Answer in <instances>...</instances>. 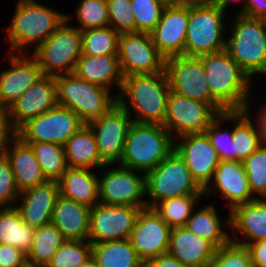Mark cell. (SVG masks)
I'll use <instances>...</instances> for the list:
<instances>
[{
	"label": "cell",
	"instance_id": "6da1fadb",
	"mask_svg": "<svg viewBox=\"0 0 266 267\" xmlns=\"http://www.w3.org/2000/svg\"><path fill=\"white\" fill-rule=\"evenodd\" d=\"M198 58L203 64L211 97L225 111L251 109L249 96L255 81L226 50Z\"/></svg>",
	"mask_w": 266,
	"mask_h": 267
},
{
	"label": "cell",
	"instance_id": "7a4b0ae2",
	"mask_svg": "<svg viewBox=\"0 0 266 267\" xmlns=\"http://www.w3.org/2000/svg\"><path fill=\"white\" fill-rule=\"evenodd\" d=\"M169 92L166 71L131 75L123 77L117 100L134 122L163 124Z\"/></svg>",
	"mask_w": 266,
	"mask_h": 267
},
{
	"label": "cell",
	"instance_id": "3957f363",
	"mask_svg": "<svg viewBox=\"0 0 266 267\" xmlns=\"http://www.w3.org/2000/svg\"><path fill=\"white\" fill-rule=\"evenodd\" d=\"M66 20V13L56 11L38 0H18L4 39L9 53H30L49 38ZM8 37V38H7ZM28 49V50H27ZM27 50V51H26Z\"/></svg>",
	"mask_w": 266,
	"mask_h": 267
},
{
	"label": "cell",
	"instance_id": "277c9868",
	"mask_svg": "<svg viewBox=\"0 0 266 267\" xmlns=\"http://www.w3.org/2000/svg\"><path fill=\"white\" fill-rule=\"evenodd\" d=\"M174 150V139L162 125L132 122L119 165L143 172L156 168Z\"/></svg>",
	"mask_w": 266,
	"mask_h": 267
},
{
	"label": "cell",
	"instance_id": "5b68a950",
	"mask_svg": "<svg viewBox=\"0 0 266 267\" xmlns=\"http://www.w3.org/2000/svg\"><path fill=\"white\" fill-rule=\"evenodd\" d=\"M232 18L225 50L252 80L256 74H266V20L236 12Z\"/></svg>",
	"mask_w": 266,
	"mask_h": 267
},
{
	"label": "cell",
	"instance_id": "8992f818",
	"mask_svg": "<svg viewBox=\"0 0 266 267\" xmlns=\"http://www.w3.org/2000/svg\"><path fill=\"white\" fill-rule=\"evenodd\" d=\"M226 12L210 2L189 3V21L183 56L198 58L226 49L227 38L224 33L229 32L225 24Z\"/></svg>",
	"mask_w": 266,
	"mask_h": 267
},
{
	"label": "cell",
	"instance_id": "52a82bcc",
	"mask_svg": "<svg viewBox=\"0 0 266 267\" xmlns=\"http://www.w3.org/2000/svg\"><path fill=\"white\" fill-rule=\"evenodd\" d=\"M57 105L74 111L84 124L98 119L118 103L117 95L74 73L54 76ZM112 94V95H111Z\"/></svg>",
	"mask_w": 266,
	"mask_h": 267
},
{
	"label": "cell",
	"instance_id": "ba28073f",
	"mask_svg": "<svg viewBox=\"0 0 266 267\" xmlns=\"http://www.w3.org/2000/svg\"><path fill=\"white\" fill-rule=\"evenodd\" d=\"M72 17L66 14V20L61 26L43 43L30 50L44 75L71 74L75 70L82 55V35L75 25H69Z\"/></svg>",
	"mask_w": 266,
	"mask_h": 267
},
{
	"label": "cell",
	"instance_id": "9c48e42d",
	"mask_svg": "<svg viewBox=\"0 0 266 267\" xmlns=\"http://www.w3.org/2000/svg\"><path fill=\"white\" fill-rule=\"evenodd\" d=\"M147 208L157 202L185 195H204L188 167L173 150L156 168L145 174Z\"/></svg>",
	"mask_w": 266,
	"mask_h": 267
},
{
	"label": "cell",
	"instance_id": "30bf717a",
	"mask_svg": "<svg viewBox=\"0 0 266 267\" xmlns=\"http://www.w3.org/2000/svg\"><path fill=\"white\" fill-rule=\"evenodd\" d=\"M112 166V167H110ZM99 177V202L147 208L145 174L117 164H106ZM141 173V175H140ZM144 198V199H143Z\"/></svg>",
	"mask_w": 266,
	"mask_h": 267
},
{
	"label": "cell",
	"instance_id": "8fae6325",
	"mask_svg": "<svg viewBox=\"0 0 266 267\" xmlns=\"http://www.w3.org/2000/svg\"><path fill=\"white\" fill-rule=\"evenodd\" d=\"M218 115L209 103L184 97L170 90L162 125L177 140L186 135L205 133Z\"/></svg>",
	"mask_w": 266,
	"mask_h": 267
},
{
	"label": "cell",
	"instance_id": "7c38bea8",
	"mask_svg": "<svg viewBox=\"0 0 266 267\" xmlns=\"http://www.w3.org/2000/svg\"><path fill=\"white\" fill-rule=\"evenodd\" d=\"M84 123L67 107L56 105L53 109L29 120L18 131L17 136L25 143L50 142L65 145Z\"/></svg>",
	"mask_w": 266,
	"mask_h": 267
},
{
	"label": "cell",
	"instance_id": "4fadbf2b",
	"mask_svg": "<svg viewBox=\"0 0 266 267\" xmlns=\"http://www.w3.org/2000/svg\"><path fill=\"white\" fill-rule=\"evenodd\" d=\"M170 90L209 103L219 114L225 110L211 97L206 73L199 58L172 56L165 59Z\"/></svg>",
	"mask_w": 266,
	"mask_h": 267
},
{
	"label": "cell",
	"instance_id": "5bb4252c",
	"mask_svg": "<svg viewBox=\"0 0 266 267\" xmlns=\"http://www.w3.org/2000/svg\"><path fill=\"white\" fill-rule=\"evenodd\" d=\"M118 59L123 77L165 71V57L154 45L150 33H122Z\"/></svg>",
	"mask_w": 266,
	"mask_h": 267
},
{
	"label": "cell",
	"instance_id": "9a60e30c",
	"mask_svg": "<svg viewBox=\"0 0 266 267\" xmlns=\"http://www.w3.org/2000/svg\"><path fill=\"white\" fill-rule=\"evenodd\" d=\"M132 122L131 116L117 103L107 113L87 124L94 133L100 158L105 164L120 163Z\"/></svg>",
	"mask_w": 266,
	"mask_h": 267
},
{
	"label": "cell",
	"instance_id": "2e32d148",
	"mask_svg": "<svg viewBox=\"0 0 266 267\" xmlns=\"http://www.w3.org/2000/svg\"><path fill=\"white\" fill-rule=\"evenodd\" d=\"M141 209L99 202L91 207L88 240L98 244L129 238Z\"/></svg>",
	"mask_w": 266,
	"mask_h": 267
},
{
	"label": "cell",
	"instance_id": "e0dca14e",
	"mask_svg": "<svg viewBox=\"0 0 266 267\" xmlns=\"http://www.w3.org/2000/svg\"><path fill=\"white\" fill-rule=\"evenodd\" d=\"M189 21L188 2H168L160 21L150 32L158 51L165 57L183 56Z\"/></svg>",
	"mask_w": 266,
	"mask_h": 267
},
{
	"label": "cell",
	"instance_id": "ac0fdd59",
	"mask_svg": "<svg viewBox=\"0 0 266 267\" xmlns=\"http://www.w3.org/2000/svg\"><path fill=\"white\" fill-rule=\"evenodd\" d=\"M174 150L184 160L193 180L204 190L220 163L217 150L206 133L186 135L174 140Z\"/></svg>",
	"mask_w": 266,
	"mask_h": 267
},
{
	"label": "cell",
	"instance_id": "d6986e66",
	"mask_svg": "<svg viewBox=\"0 0 266 267\" xmlns=\"http://www.w3.org/2000/svg\"><path fill=\"white\" fill-rule=\"evenodd\" d=\"M171 229L152 208H144L137 216L129 240L145 262L168 252Z\"/></svg>",
	"mask_w": 266,
	"mask_h": 267
},
{
	"label": "cell",
	"instance_id": "ffe728a7",
	"mask_svg": "<svg viewBox=\"0 0 266 267\" xmlns=\"http://www.w3.org/2000/svg\"><path fill=\"white\" fill-rule=\"evenodd\" d=\"M217 192L223 200L227 201L225 203L229 212L239 205L256 199L250 191L245 167L240 161H220L212 180L203 190L205 197L213 196V193Z\"/></svg>",
	"mask_w": 266,
	"mask_h": 267
},
{
	"label": "cell",
	"instance_id": "44dd1931",
	"mask_svg": "<svg viewBox=\"0 0 266 267\" xmlns=\"http://www.w3.org/2000/svg\"><path fill=\"white\" fill-rule=\"evenodd\" d=\"M10 67L0 72V104L10 107L44 74L30 53H6Z\"/></svg>",
	"mask_w": 266,
	"mask_h": 267
},
{
	"label": "cell",
	"instance_id": "7402d4cb",
	"mask_svg": "<svg viewBox=\"0 0 266 267\" xmlns=\"http://www.w3.org/2000/svg\"><path fill=\"white\" fill-rule=\"evenodd\" d=\"M56 105L57 93L54 76L44 75L9 107L12 126L18 131L29 120L53 109Z\"/></svg>",
	"mask_w": 266,
	"mask_h": 267
},
{
	"label": "cell",
	"instance_id": "603a6c76",
	"mask_svg": "<svg viewBox=\"0 0 266 267\" xmlns=\"http://www.w3.org/2000/svg\"><path fill=\"white\" fill-rule=\"evenodd\" d=\"M228 215L223 219V225L233 232L230 235L231 242L246 246L266 239V198H256L252 202L239 205Z\"/></svg>",
	"mask_w": 266,
	"mask_h": 267
},
{
	"label": "cell",
	"instance_id": "cb8c5ba5",
	"mask_svg": "<svg viewBox=\"0 0 266 267\" xmlns=\"http://www.w3.org/2000/svg\"><path fill=\"white\" fill-rule=\"evenodd\" d=\"M60 195L58 181H47L20 192L17 210L25 223L35 228L51 223L56 200ZM20 200V201H19Z\"/></svg>",
	"mask_w": 266,
	"mask_h": 267
},
{
	"label": "cell",
	"instance_id": "d4e9b609",
	"mask_svg": "<svg viewBox=\"0 0 266 267\" xmlns=\"http://www.w3.org/2000/svg\"><path fill=\"white\" fill-rule=\"evenodd\" d=\"M217 248L187 228L171 229L168 253L187 267H207Z\"/></svg>",
	"mask_w": 266,
	"mask_h": 267
},
{
	"label": "cell",
	"instance_id": "484cf974",
	"mask_svg": "<svg viewBox=\"0 0 266 267\" xmlns=\"http://www.w3.org/2000/svg\"><path fill=\"white\" fill-rule=\"evenodd\" d=\"M3 153L10 161L16 186L20 192L48 181L31 145L17 135L5 146Z\"/></svg>",
	"mask_w": 266,
	"mask_h": 267
},
{
	"label": "cell",
	"instance_id": "4316f807",
	"mask_svg": "<svg viewBox=\"0 0 266 267\" xmlns=\"http://www.w3.org/2000/svg\"><path fill=\"white\" fill-rule=\"evenodd\" d=\"M85 81L99 85L105 89L118 88V96L123 84V75L119 66L117 54L87 55L82 54L78 59L73 72Z\"/></svg>",
	"mask_w": 266,
	"mask_h": 267
},
{
	"label": "cell",
	"instance_id": "83f0119b",
	"mask_svg": "<svg viewBox=\"0 0 266 267\" xmlns=\"http://www.w3.org/2000/svg\"><path fill=\"white\" fill-rule=\"evenodd\" d=\"M91 207L59 195L51 223L66 240H88Z\"/></svg>",
	"mask_w": 266,
	"mask_h": 267
},
{
	"label": "cell",
	"instance_id": "f1b7e54d",
	"mask_svg": "<svg viewBox=\"0 0 266 267\" xmlns=\"http://www.w3.org/2000/svg\"><path fill=\"white\" fill-rule=\"evenodd\" d=\"M250 111H228V123H233V161L243 162L264 143L260 121L257 117L253 122Z\"/></svg>",
	"mask_w": 266,
	"mask_h": 267
},
{
	"label": "cell",
	"instance_id": "f546056e",
	"mask_svg": "<svg viewBox=\"0 0 266 267\" xmlns=\"http://www.w3.org/2000/svg\"><path fill=\"white\" fill-rule=\"evenodd\" d=\"M95 169L68 167L58 180L59 192L65 198L90 207L99 203V176Z\"/></svg>",
	"mask_w": 266,
	"mask_h": 267
},
{
	"label": "cell",
	"instance_id": "4dcf8cb0",
	"mask_svg": "<svg viewBox=\"0 0 266 267\" xmlns=\"http://www.w3.org/2000/svg\"><path fill=\"white\" fill-rule=\"evenodd\" d=\"M64 149L68 167L101 170L106 165L100 158L94 133L87 124L67 140Z\"/></svg>",
	"mask_w": 266,
	"mask_h": 267
},
{
	"label": "cell",
	"instance_id": "1f68e13d",
	"mask_svg": "<svg viewBox=\"0 0 266 267\" xmlns=\"http://www.w3.org/2000/svg\"><path fill=\"white\" fill-rule=\"evenodd\" d=\"M220 218L217 208L214 204L202 205V208H195L192 215L185 224V228L192 231L194 234L207 239L217 249L227 245L230 242L228 228H225L223 221Z\"/></svg>",
	"mask_w": 266,
	"mask_h": 267
},
{
	"label": "cell",
	"instance_id": "d6a6232c",
	"mask_svg": "<svg viewBox=\"0 0 266 267\" xmlns=\"http://www.w3.org/2000/svg\"><path fill=\"white\" fill-rule=\"evenodd\" d=\"M35 229L23 221L15 206L0 207V244L13 246L27 255Z\"/></svg>",
	"mask_w": 266,
	"mask_h": 267
},
{
	"label": "cell",
	"instance_id": "836d02e7",
	"mask_svg": "<svg viewBox=\"0 0 266 267\" xmlns=\"http://www.w3.org/2000/svg\"><path fill=\"white\" fill-rule=\"evenodd\" d=\"M98 267H144L129 238L92 244Z\"/></svg>",
	"mask_w": 266,
	"mask_h": 267
},
{
	"label": "cell",
	"instance_id": "e575fe53",
	"mask_svg": "<svg viewBox=\"0 0 266 267\" xmlns=\"http://www.w3.org/2000/svg\"><path fill=\"white\" fill-rule=\"evenodd\" d=\"M66 241L61 231L52 223L35 229L27 264L46 267L59 247Z\"/></svg>",
	"mask_w": 266,
	"mask_h": 267
},
{
	"label": "cell",
	"instance_id": "d590c367",
	"mask_svg": "<svg viewBox=\"0 0 266 267\" xmlns=\"http://www.w3.org/2000/svg\"><path fill=\"white\" fill-rule=\"evenodd\" d=\"M204 195H185L157 202L152 209L171 227H183Z\"/></svg>",
	"mask_w": 266,
	"mask_h": 267
},
{
	"label": "cell",
	"instance_id": "8d00e7d4",
	"mask_svg": "<svg viewBox=\"0 0 266 267\" xmlns=\"http://www.w3.org/2000/svg\"><path fill=\"white\" fill-rule=\"evenodd\" d=\"M33 148L42 172L48 181H58L68 168L64 145L40 142L27 143Z\"/></svg>",
	"mask_w": 266,
	"mask_h": 267
},
{
	"label": "cell",
	"instance_id": "74e56055",
	"mask_svg": "<svg viewBox=\"0 0 266 267\" xmlns=\"http://www.w3.org/2000/svg\"><path fill=\"white\" fill-rule=\"evenodd\" d=\"M82 54H118L119 33L112 27L89 28L81 31Z\"/></svg>",
	"mask_w": 266,
	"mask_h": 267
},
{
	"label": "cell",
	"instance_id": "f35d334b",
	"mask_svg": "<svg viewBox=\"0 0 266 267\" xmlns=\"http://www.w3.org/2000/svg\"><path fill=\"white\" fill-rule=\"evenodd\" d=\"M92 257L89 240H66L46 267H80Z\"/></svg>",
	"mask_w": 266,
	"mask_h": 267
},
{
	"label": "cell",
	"instance_id": "ab89813d",
	"mask_svg": "<svg viewBox=\"0 0 266 267\" xmlns=\"http://www.w3.org/2000/svg\"><path fill=\"white\" fill-rule=\"evenodd\" d=\"M242 163L252 195L257 199L266 198V143L264 142Z\"/></svg>",
	"mask_w": 266,
	"mask_h": 267
},
{
	"label": "cell",
	"instance_id": "60d3db41",
	"mask_svg": "<svg viewBox=\"0 0 266 267\" xmlns=\"http://www.w3.org/2000/svg\"><path fill=\"white\" fill-rule=\"evenodd\" d=\"M73 14L79 23L78 29L109 26L108 6L106 0H80Z\"/></svg>",
	"mask_w": 266,
	"mask_h": 267
},
{
	"label": "cell",
	"instance_id": "b9f144b4",
	"mask_svg": "<svg viewBox=\"0 0 266 267\" xmlns=\"http://www.w3.org/2000/svg\"><path fill=\"white\" fill-rule=\"evenodd\" d=\"M135 17L136 33H150L158 24L167 0H130Z\"/></svg>",
	"mask_w": 266,
	"mask_h": 267
},
{
	"label": "cell",
	"instance_id": "7bdbcfd3",
	"mask_svg": "<svg viewBox=\"0 0 266 267\" xmlns=\"http://www.w3.org/2000/svg\"><path fill=\"white\" fill-rule=\"evenodd\" d=\"M227 122L228 111H224L212 121L205 131L213 147L217 150L220 161L233 160V126L222 130L223 124L225 125Z\"/></svg>",
	"mask_w": 266,
	"mask_h": 267
},
{
	"label": "cell",
	"instance_id": "ee69618b",
	"mask_svg": "<svg viewBox=\"0 0 266 267\" xmlns=\"http://www.w3.org/2000/svg\"><path fill=\"white\" fill-rule=\"evenodd\" d=\"M109 26L119 34L136 33V23L130 0H106Z\"/></svg>",
	"mask_w": 266,
	"mask_h": 267
},
{
	"label": "cell",
	"instance_id": "f6af8a7d",
	"mask_svg": "<svg viewBox=\"0 0 266 267\" xmlns=\"http://www.w3.org/2000/svg\"><path fill=\"white\" fill-rule=\"evenodd\" d=\"M207 267H253L248 249L229 242L218 248Z\"/></svg>",
	"mask_w": 266,
	"mask_h": 267
},
{
	"label": "cell",
	"instance_id": "bcb514c9",
	"mask_svg": "<svg viewBox=\"0 0 266 267\" xmlns=\"http://www.w3.org/2000/svg\"><path fill=\"white\" fill-rule=\"evenodd\" d=\"M19 194L10 161L3 153L0 155V207L16 206Z\"/></svg>",
	"mask_w": 266,
	"mask_h": 267
},
{
	"label": "cell",
	"instance_id": "7dc6e473",
	"mask_svg": "<svg viewBox=\"0 0 266 267\" xmlns=\"http://www.w3.org/2000/svg\"><path fill=\"white\" fill-rule=\"evenodd\" d=\"M24 252L10 245L0 244V267H26Z\"/></svg>",
	"mask_w": 266,
	"mask_h": 267
},
{
	"label": "cell",
	"instance_id": "c3c4849f",
	"mask_svg": "<svg viewBox=\"0 0 266 267\" xmlns=\"http://www.w3.org/2000/svg\"><path fill=\"white\" fill-rule=\"evenodd\" d=\"M17 135L10 121L9 108L0 104V146H5Z\"/></svg>",
	"mask_w": 266,
	"mask_h": 267
},
{
	"label": "cell",
	"instance_id": "681fc988",
	"mask_svg": "<svg viewBox=\"0 0 266 267\" xmlns=\"http://www.w3.org/2000/svg\"><path fill=\"white\" fill-rule=\"evenodd\" d=\"M251 257L253 267H266V239L245 246Z\"/></svg>",
	"mask_w": 266,
	"mask_h": 267
},
{
	"label": "cell",
	"instance_id": "f907efd6",
	"mask_svg": "<svg viewBox=\"0 0 266 267\" xmlns=\"http://www.w3.org/2000/svg\"><path fill=\"white\" fill-rule=\"evenodd\" d=\"M239 14L266 20V0H247Z\"/></svg>",
	"mask_w": 266,
	"mask_h": 267
},
{
	"label": "cell",
	"instance_id": "816d5d0a",
	"mask_svg": "<svg viewBox=\"0 0 266 267\" xmlns=\"http://www.w3.org/2000/svg\"><path fill=\"white\" fill-rule=\"evenodd\" d=\"M144 267H187L171 254L164 253L144 262Z\"/></svg>",
	"mask_w": 266,
	"mask_h": 267
},
{
	"label": "cell",
	"instance_id": "f5cc1de1",
	"mask_svg": "<svg viewBox=\"0 0 266 267\" xmlns=\"http://www.w3.org/2000/svg\"><path fill=\"white\" fill-rule=\"evenodd\" d=\"M246 1L247 0H211L210 3H212L215 6L219 7L221 10L226 11V9H228V7L231 6V3L233 4V3L236 2V4H238V2H240L241 7L237 12V13H239L243 9Z\"/></svg>",
	"mask_w": 266,
	"mask_h": 267
},
{
	"label": "cell",
	"instance_id": "db71d44e",
	"mask_svg": "<svg viewBox=\"0 0 266 267\" xmlns=\"http://www.w3.org/2000/svg\"><path fill=\"white\" fill-rule=\"evenodd\" d=\"M264 104L265 105L261 107V110L258 111L257 116L261 124L264 142L266 143V102Z\"/></svg>",
	"mask_w": 266,
	"mask_h": 267
},
{
	"label": "cell",
	"instance_id": "11a10c76",
	"mask_svg": "<svg viewBox=\"0 0 266 267\" xmlns=\"http://www.w3.org/2000/svg\"><path fill=\"white\" fill-rule=\"evenodd\" d=\"M80 267H98L96 260L93 257H90L83 265Z\"/></svg>",
	"mask_w": 266,
	"mask_h": 267
},
{
	"label": "cell",
	"instance_id": "9f6ffc18",
	"mask_svg": "<svg viewBox=\"0 0 266 267\" xmlns=\"http://www.w3.org/2000/svg\"><path fill=\"white\" fill-rule=\"evenodd\" d=\"M181 2H210L211 0H180Z\"/></svg>",
	"mask_w": 266,
	"mask_h": 267
},
{
	"label": "cell",
	"instance_id": "6f0895ef",
	"mask_svg": "<svg viewBox=\"0 0 266 267\" xmlns=\"http://www.w3.org/2000/svg\"><path fill=\"white\" fill-rule=\"evenodd\" d=\"M168 2H178L180 0H167Z\"/></svg>",
	"mask_w": 266,
	"mask_h": 267
},
{
	"label": "cell",
	"instance_id": "680465c9",
	"mask_svg": "<svg viewBox=\"0 0 266 267\" xmlns=\"http://www.w3.org/2000/svg\"><path fill=\"white\" fill-rule=\"evenodd\" d=\"M3 154V148L0 146V155Z\"/></svg>",
	"mask_w": 266,
	"mask_h": 267
},
{
	"label": "cell",
	"instance_id": "91938a15",
	"mask_svg": "<svg viewBox=\"0 0 266 267\" xmlns=\"http://www.w3.org/2000/svg\"><path fill=\"white\" fill-rule=\"evenodd\" d=\"M26 267H39V266H31V265H27Z\"/></svg>",
	"mask_w": 266,
	"mask_h": 267
}]
</instances>
